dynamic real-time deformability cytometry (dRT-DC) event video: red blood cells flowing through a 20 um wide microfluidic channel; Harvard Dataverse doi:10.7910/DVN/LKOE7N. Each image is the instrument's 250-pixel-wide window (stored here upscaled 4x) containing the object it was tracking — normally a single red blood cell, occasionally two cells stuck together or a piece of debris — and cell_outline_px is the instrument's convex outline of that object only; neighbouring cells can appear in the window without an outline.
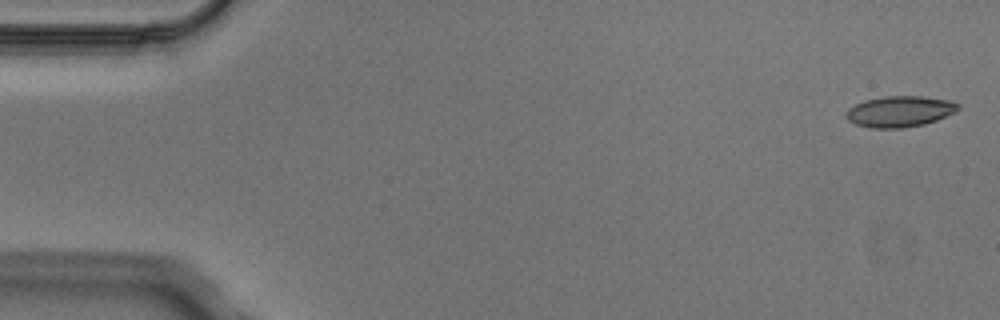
{"species": "Egyptian fruit bat (a non-hibernating species)", "species_latin": "Rousettus aegyptiacus", "temperature_condition": "cold", "stored_images_in_passage": 6, "camera_frame_rate_fps": 3000, "um_per_image_px": 0.085, "animal": {"sex": "male"}, "frame": {"image": 1, "passage_image": 1, "time_ms": 0.0, "image_size_px": [1000, 320], "cell_outline_px": [[960, 108], [956, 112], [936, 120], [924, 124], [900, 128], [868, 128], [856, 124], [848, 120], [844, 116], [844, 112], [848, 108], [864, 100], [884, 96], [920, 96], [952, 100], [960, 104]], "centroid_in_image_um": [76.47, 9.47], "position_along_channel_um": 8.5, "area_um2": 20.46}}
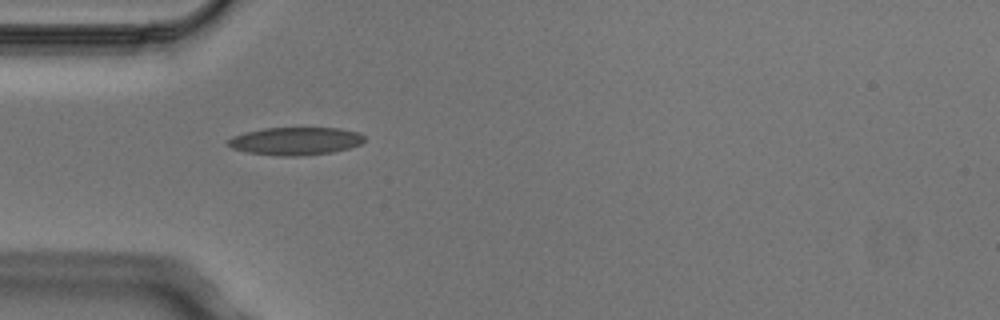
{"frame": {"image": 2, "passage_image": 5, "time_ms": 1.333, "image_size_px": [1000, 320], "cell_outline_px": [[364, 140], [360, 144], [348, 148], [332, 152], [300, 156], [280, 156], [244, 152], [232, 148], [228, 144], [228, 140], [232, 136], [244, 132], [264, 128], [340, 128], [356, 132], [364, 136]], "centroid_in_image_um": [25.08, 11.99], "position_along_channel_um": 59.9, "area_um2": 22.08}}
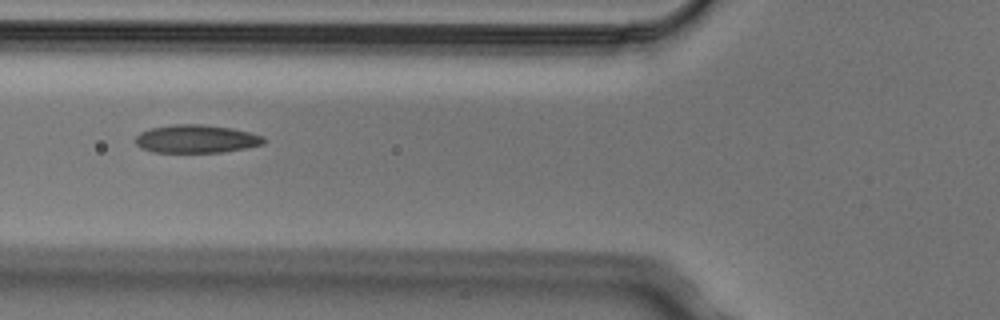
{"frame": {"image": 3, "passage_image": 6, "time_ms": 1.667, "image_size_px": [1000, 320], "cell_outline_px": [[268, 140], [264, 144], [224, 152], [152, 152], [140, 148], [136, 144], [136, 136], [140, 132], [152, 128], [172, 124], [204, 124], [232, 128], [264, 136]], "centroid_in_image_um": [16.7, 11.8], "position_along_channel_um": 109.1, "area_um2": 21.15}}